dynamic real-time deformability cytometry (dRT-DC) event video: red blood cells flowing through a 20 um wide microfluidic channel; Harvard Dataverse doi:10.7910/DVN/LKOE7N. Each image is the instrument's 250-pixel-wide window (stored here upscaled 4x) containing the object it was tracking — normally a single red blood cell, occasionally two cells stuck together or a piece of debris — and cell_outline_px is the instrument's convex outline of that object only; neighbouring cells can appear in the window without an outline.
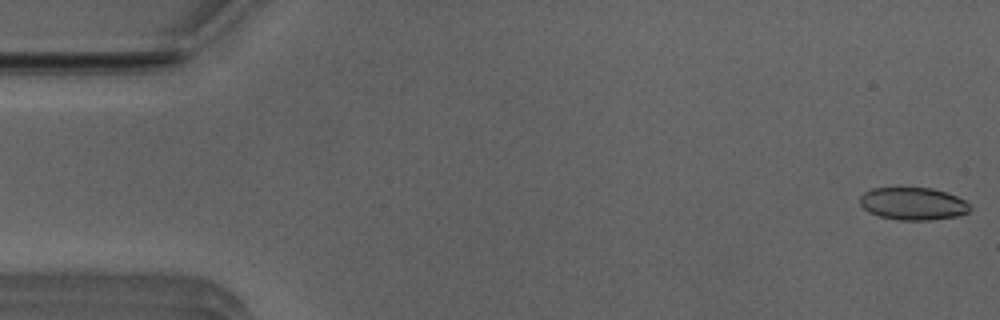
{"species": "Egyptian fruit bat (a non-hibernating species)", "species_latin": "Rousettus aegyptiacus", "temperature_condition": "room temperature", "stored_images_in_passage": 52, "camera_frame_rate_fps": 3000, "um_per_image_px": 0.085, "animal": {"sex": "male"}, "frame": {"image": 1, "passage_image": 1, "time_ms": 0.0, "image_size_px": [1000, 320], "cell_outline_px": [[972, 208], [968, 212], [956, 216], [928, 220], [900, 220], [880, 216], [868, 212], [860, 204], [860, 196], [864, 192], [872, 188], [932, 188], [948, 192], [964, 200]], "centroid_in_image_um": [77.6, 17.31], "position_along_channel_um": 7.4, "area_um2": 20.81}}
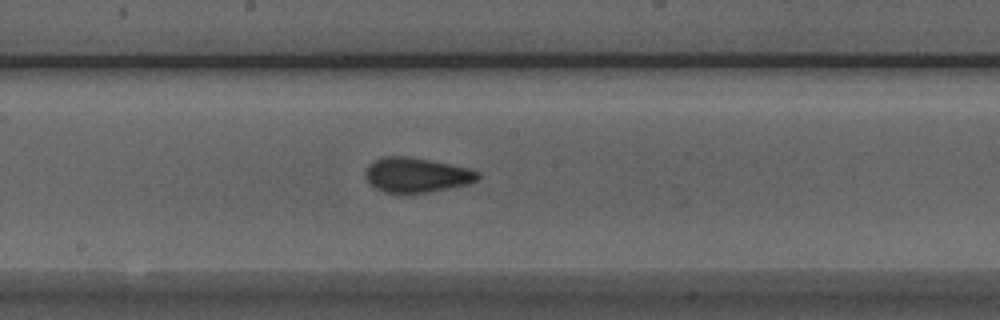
{"frame": {"image": 2, "passage_image": 27, "time_ms": 8.667, "image_size_px": [1000, 320], "cell_outline_px": [[480, 176], [476, 180], [468, 184], [428, 192], [384, 192], [368, 184], [364, 176], [364, 172], [368, 164], [384, 156], [408, 156], [432, 160], [468, 168], [480, 172]], "centroid_in_image_um": [35.37, 14.86], "position_along_channel_um": 212.8, "area_um2": 22.77}}
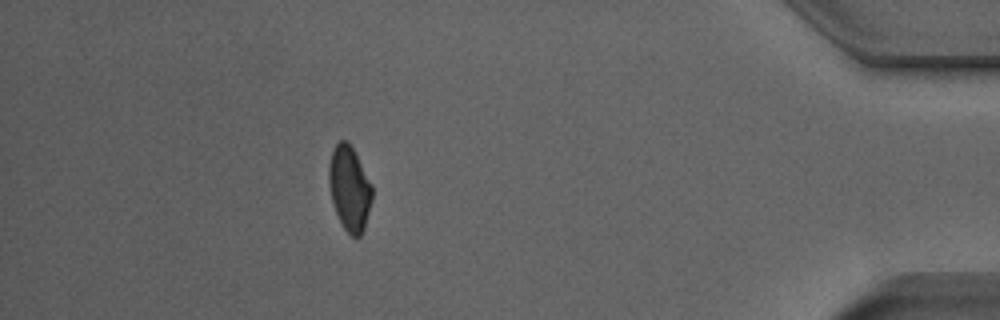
{"frame": {"image": 3, "passage_image": 46, "time_ms": 15.0, "image_size_px": [1000, 320], "cell_outline_px": [[372, 200], [364, 228], [360, 236], [352, 236], [344, 228], [336, 212], [332, 200], [328, 184], [328, 164], [332, 152], [336, 144], [340, 140], [348, 140], [372, 184]], "centroid_in_image_um": [29.7, 15.99], "position_along_channel_um": 405.5, "area_um2": 21.21}, "authors_computed_cell_mechanics": {"area_um2": 21.7906, "velocity_mm_per_s": 3.9123, "shape_relaxation_time_tau1_ms": null, "shape_relaxation_time_tau2_ms": 1.1402, "deformation_change_tau1": null, "deformation_change_tau2": 0.0661}}